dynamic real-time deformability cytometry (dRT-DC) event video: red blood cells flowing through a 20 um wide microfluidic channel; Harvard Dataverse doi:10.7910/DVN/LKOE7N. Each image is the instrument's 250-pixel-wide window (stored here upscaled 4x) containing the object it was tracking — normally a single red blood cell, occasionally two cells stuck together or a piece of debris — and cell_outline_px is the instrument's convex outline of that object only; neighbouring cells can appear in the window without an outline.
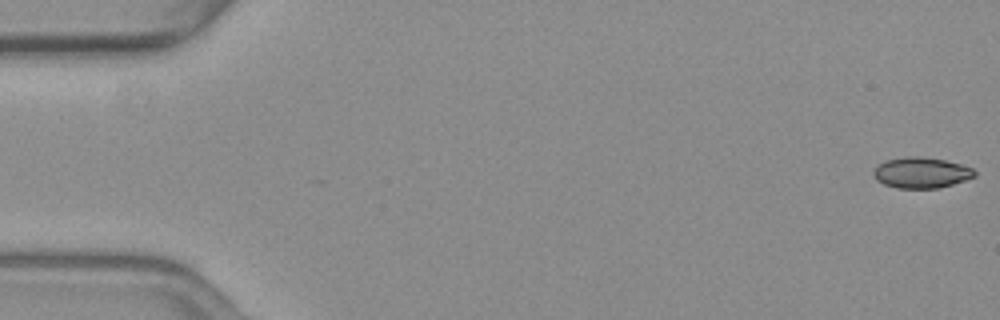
{"species": "common noctule bat (a hibernating species)", "species_latin": "Nyctalus noctula", "temperature_condition": "warm", "stored_images_in_passage": 53, "camera_frame_rate_fps": 3000, "um_per_image_px": 0.085, "animal": {"sex": "female", "body_mass_g": 19.3, "forearm_length_mm": 54.1}, "frame": {"image": 1, "passage_image": 1, "time_ms": 0.0, "image_size_px": [1000, 320], "cell_outline_px": [[976, 176], [952, 184], [936, 188], [896, 188], [884, 184], [876, 180], [872, 172], [880, 164], [888, 160], [908, 156], [920, 156], [944, 160], [960, 164], [972, 168], [976, 172]], "centroid_in_image_um": [78.3, 14.68], "position_along_channel_um": 6.7, "area_um2": 17.92}}
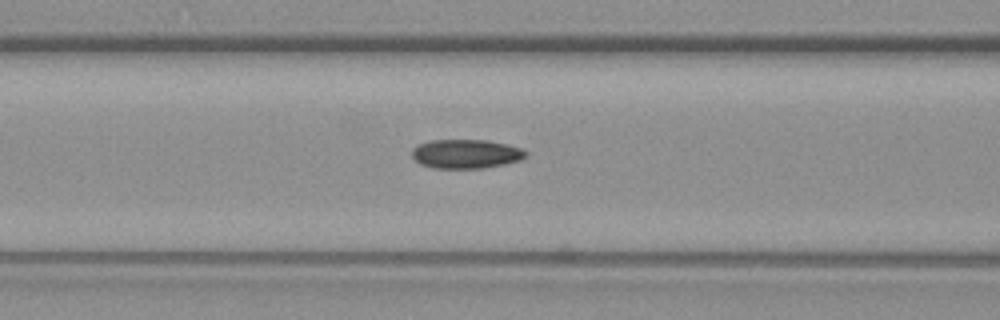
{"frame": {"image": 2, "passage_image": 23, "time_ms": 7.333, "image_size_px": [1000, 320], "cell_outline_px": [[528, 152], [520, 160], [504, 164], [484, 168], [432, 168], [420, 164], [412, 156], [412, 148], [420, 144], [432, 140], [488, 140], [508, 144], [520, 148]], "centroid_in_image_um": [39.6, 13.08], "position_along_channel_um": 127.0, "area_um2": 19.25}}
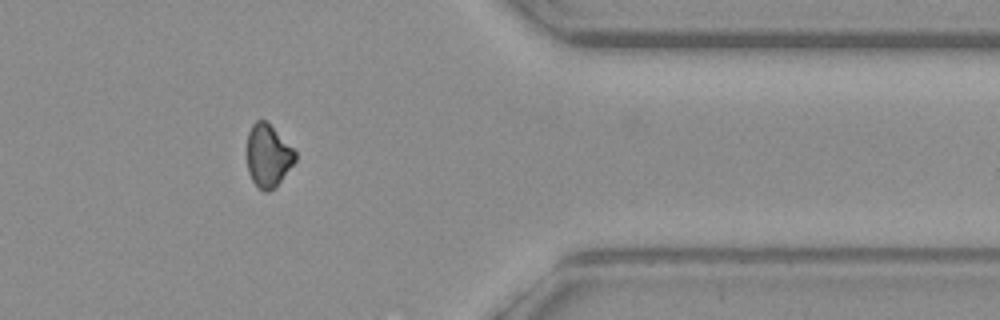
{"frame": {"image": 3, "passage_image": 46, "time_ms": 15.0, "image_size_px": [1000, 320], "cell_outline_px": [[296, 160], [276, 188], [268, 192], [264, 192], [252, 180], [248, 172], [248, 132], [252, 124], [256, 120], [264, 120], [296, 152]], "centroid_in_image_um": [22.79, 13.28], "position_along_channel_um": 388.6, "area_um2": 17.28}, "authors_computed_cell_mechanics": {"area_um2": 18.8428, "velocity_mm_per_s": 3.6885, "shape_relaxation_time_tau1_ms": null, "shape_relaxation_time_tau2_ms": 4.4414, "deformation_change_tau1": null, "deformation_change_tau2": 0.0649}}